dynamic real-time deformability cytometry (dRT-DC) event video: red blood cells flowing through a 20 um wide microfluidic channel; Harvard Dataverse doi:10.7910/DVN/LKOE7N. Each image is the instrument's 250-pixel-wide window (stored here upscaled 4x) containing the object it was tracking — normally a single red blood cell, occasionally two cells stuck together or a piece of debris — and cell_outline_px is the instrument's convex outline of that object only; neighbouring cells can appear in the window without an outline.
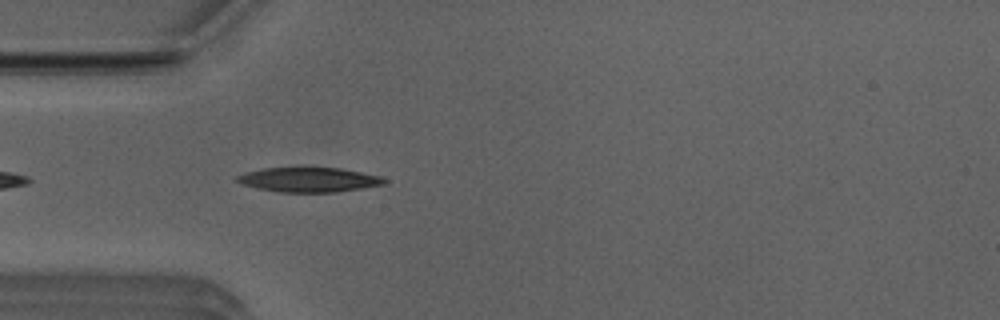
{"species": "Egyptian fruit bat (a non-hibernating species)", "species_latin": "Rousettus aegyptiacus", "temperature_condition": "room temperature", "stored_images_in_passage": 25, "camera_frame_rate_fps": 3000, "um_per_image_px": 0.085, "animal": {"sex": "male"}, "frame": {"image": 1, "passage_image": 3, "time_ms": 0.667, "image_size_px": [1000, 320], "cell_outline_px": [[388, 180], [384, 184], [336, 192], [280, 192], [260, 188], [244, 184], [236, 180], [236, 176], [244, 172], [264, 168], [300, 164], [340, 168], [380, 176]], "centroid_in_image_um": [26.22, 15.21], "position_along_channel_um": 58.8, "area_um2": 21.85}}
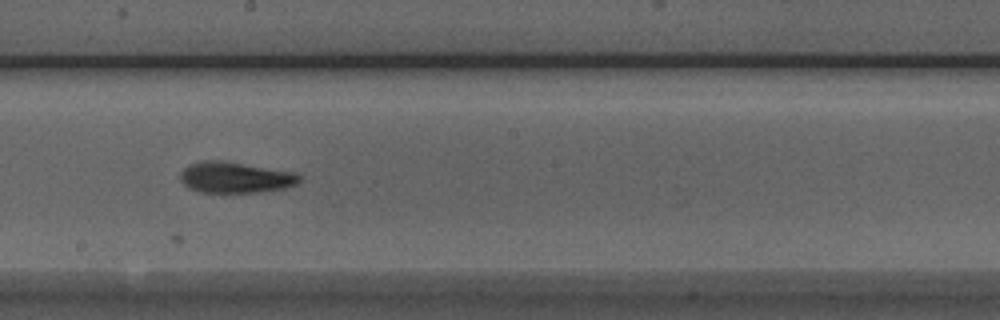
{"frame": {"image": 2, "passage_image": 16, "time_ms": 5.0, "image_size_px": [1000, 320], "cell_outline_px": [[300, 180], [296, 184], [284, 188], [260, 192], [200, 192], [188, 188], [180, 180], [180, 172], [188, 164], [204, 160], [224, 160], [296, 172], [300, 176]], "centroid_in_image_um": [19.98, 15.07], "position_along_channel_um": 228.2, "area_um2": 21.73}}
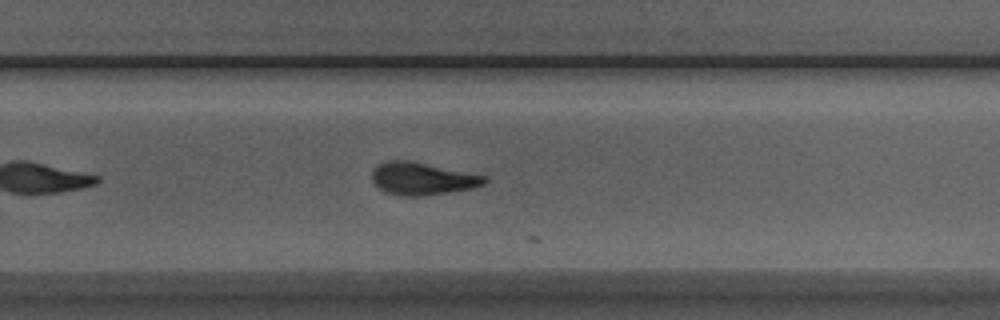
{"frame": {"image": 3, "passage_image": 21, "time_ms": 6.667, "image_size_px": [1000, 320], "cell_outline_px": [[488, 180], [484, 184], [472, 188], [416, 196], [404, 196], [384, 192], [372, 180], [372, 172], [384, 160], [408, 160], [488, 176]], "centroid_in_image_um": [35.89, 15.17], "position_along_channel_um": 293.9, "area_um2": 20.98}}